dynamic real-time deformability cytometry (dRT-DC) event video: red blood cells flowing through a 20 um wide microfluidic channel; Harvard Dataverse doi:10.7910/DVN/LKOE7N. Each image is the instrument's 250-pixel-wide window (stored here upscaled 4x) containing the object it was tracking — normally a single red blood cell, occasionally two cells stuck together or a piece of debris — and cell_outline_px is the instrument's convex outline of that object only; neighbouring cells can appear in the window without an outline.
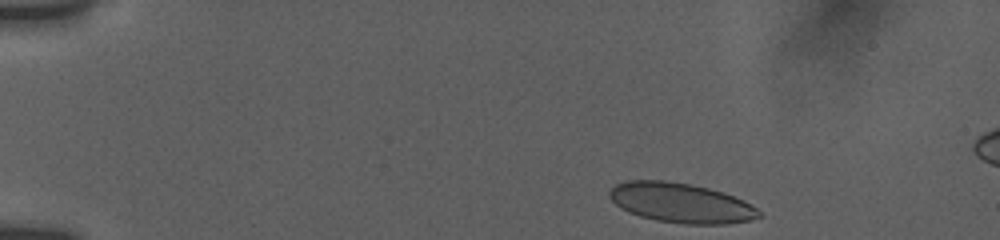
{"species": "human", "species_latin": "Homo sapiens", "temperature_condition": "room temperature", "stored_images_in_passage": 18, "camera_frame_rate_fps": 3000, "um_per_image_px": 0.085, "donor": {"sex": "female"}, "frame": {"image": 1, "passage_image": 1, "time_ms": 0.0, "image_size_px": [1000, 240], "cell_outline_px": [[764, 216], [752, 220], [728, 224], [688, 224], [656, 220], [640, 216], [628, 212], [620, 208], [608, 196], [608, 192], [616, 184], [624, 180], [664, 180], [692, 184], [724, 192], [744, 200], [756, 208]], "centroid_in_image_um": [57.89, 17.24], "position_along_channel_um": 27.1, "area_um2": 34.91}}
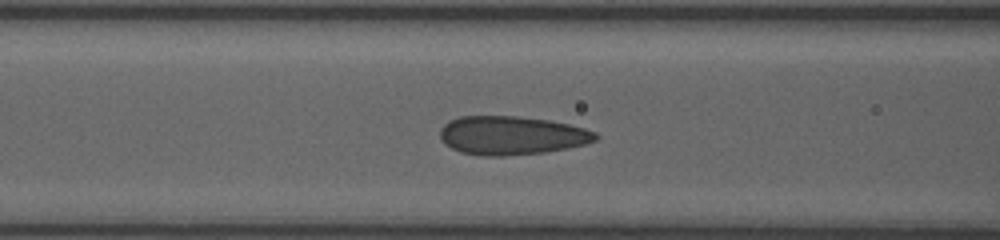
{"frame": {"image": 2, "passage_image": 10, "time_ms": 5.0, "image_size_px": [1000, 240], "cell_outline_px": [[600, 136], [596, 140], [584, 144], [568, 148], [544, 152], [504, 156], [484, 156], [460, 152], [444, 144], [440, 140], [440, 128], [448, 120], [460, 116], [516, 116], [548, 120], [568, 124], [584, 128], [596, 132]], "centroid_in_image_um": [43.46, 11.51], "position_along_channel_um": 123.1, "area_um2": 35.2}}
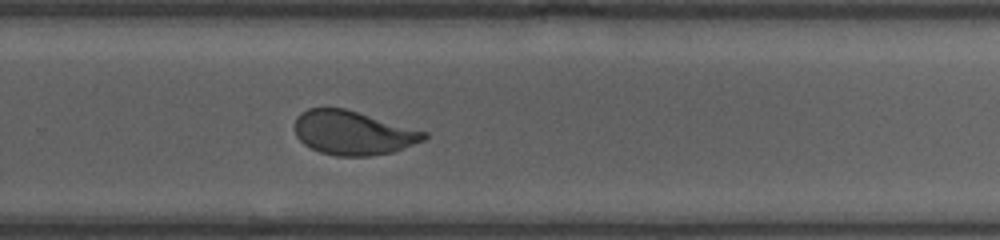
{"frame": {"image": 3, "passage_image": 18, "time_ms": 9.667, "image_size_px": [1000, 240], "cell_outline_px": [[428, 136], [424, 140], [392, 152], [368, 156], [336, 156], [320, 152], [304, 144], [296, 136], [296, 116], [300, 112], [308, 108], [344, 108], [428, 132]], "centroid_in_image_um": [30.0, 11.29], "position_along_channel_um": 299.8, "area_um2": 32.95}}